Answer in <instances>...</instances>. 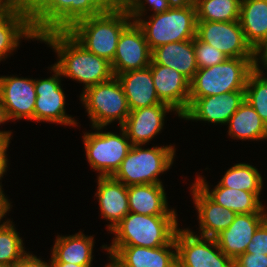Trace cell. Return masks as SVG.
Listing matches in <instances>:
<instances>
[{
	"label": "cell",
	"instance_id": "16",
	"mask_svg": "<svg viewBox=\"0 0 267 267\" xmlns=\"http://www.w3.org/2000/svg\"><path fill=\"white\" fill-rule=\"evenodd\" d=\"M36 98L35 79L0 77V101L8 120L22 118L34 120Z\"/></svg>",
	"mask_w": 267,
	"mask_h": 267
},
{
	"label": "cell",
	"instance_id": "35",
	"mask_svg": "<svg viewBox=\"0 0 267 267\" xmlns=\"http://www.w3.org/2000/svg\"><path fill=\"white\" fill-rule=\"evenodd\" d=\"M144 2L150 4L149 6L154 10V14L166 12L175 4L173 0H127L125 7L133 22L140 20L144 11H146Z\"/></svg>",
	"mask_w": 267,
	"mask_h": 267
},
{
	"label": "cell",
	"instance_id": "4",
	"mask_svg": "<svg viewBox=\"0 0 267 267\" xmlns=\"http://www.w3.org/2000/svg\"><path fill=\"white\" fill-rule=\"evenodd\" d=\"M256 67V58H227L217 65L198 69L190 81L189 98L245 91L247 79Z\"/></svg>",
	"mask_w": 267,
	"mask_h": 267
},
{
	"label": "cell",
	"instance_id": "28",
	"mask_svg": "<svg viewBox=\"0 0 267 267\" xmlns=\"http://www.w3.org/2000/svg\"><path fill=\"white\" fill-rule=\"evenodd\" d=\"M93 243L92 236H85L81 232L67 237L57 236L50 261L91 265Z\"/></svg>",
	"mask_w": 267,
	"mask_h": 267
},
{
	"label": "cell",
	"instance_id": "40",
	"mask_svg": "<svg viewBox=\"0 0 267 267\" xmlns=\"http://www.w3.org/2000/svg\"><path fill=\"white\" fill-rule=\"evenodd\" d=\"M103 10H115L125 7L127 0H94Z\"/></svg>",
	"mask_w": 267,
	"mask_h": 267
},
{
	"label": "cell",
	"instance_id": "43",
	"mask_svg": "<svg viewBox=\"0 0 267 267\" xmlns=\"http://www.w3.org/2000/svg\"><path fill=\"white\" fill-rule=\"evenodd\" d=\"M6 121H9V120H8V118L6 116L3 104L0 101V125H1V123H4ZM0 137H11V132H9V131H0Z\"/></svg>",
	"mask_w": 267,
	"mask_h": 267
},
{
	"label": "cell",
	"instance_id": "2",
	"mask_svg": "<svg viewBox=\"0 0 267 267\" xmlns=\"http://www.w3.org/2000/svg\"><path fill=\"white\" fill-rule=\"evenodd\" d=\"M130 20L126 7H120L81 19L67 31L88 51L111 63L119 37Z\"/></svg>",
	"mask_w": 267,
	"mask_h": 267
},
{
	"label": "cell",
	"instance_id": "18",
	"mask_svg": "<svg viewBox=\"0 0 267 267\" xmlns=\"http://www.w3.org/2000/svg\"><path fill=\"white\" fill-rule=\"evenodd\" d=\"M149 67L157 97L181 117L189 106L190 81L173 68L160 64H150Z\"/></svg>",
	"mask_w": 267,
	"mask_h": 267
},
{
	"label": "cell",
	"instance_id": "8",
	"mask_svg": "<svg viewBox=\"0 0 267 267\" xmlns=\"http://www.w3.org/2000/svg\"><path fill=\"white\" fill-rule=\"evenodd\" d=\"M80 97L94 129L107 126L115 120L119 121L121 127L130 113L127 98L116 76L87 88Z\"/></svg>",
	"mask_w": 267,
	"mask_h": 267
},
{
	"label": "cell",
	"instance_id": "13",
	"mask_svg": "<svg viewBox=\"0 0 267 267\" xmlns=\"http://www.w3.org/2000/svg\"><path fill=\"white\" fill-rule=\"evenodd\" d=\"M51 69L55 73L52 77L35 80L37 98L34 120L74 126L78 123L74 118L65 114V95L60 84L62 75L54 65Z\"/></svg>",
	"mask_w": 267,
	"mask_h": 267
},
{
	"label": "cell",
	"instance_id": "41",
	"mask_svg": "<svg viewBox=\"0 0 267 267\" xmlns=\"http://www.w3.org/2000/svg\"><path fill=\"white\" fill-rule=\"evenodd\" d=\"M1 184H0V221L1 219L6 215L8 211H10V203L8 202V199L5 197L3 194V191L1 189ZM10 222V220H7L6 222L4 221L2 224H0V227H3L7 225Z\"/></svg>",
	"mask_w": 267,
	"mask_h": 267
},
{
	"label": "cell",
	"instance_id": "10",
	"mask_svg": "<svg viewBox=\"0 0 267 267\" xmlns=\"http://www.w3.org/2000/svg\"><path fill=\"white\" fill-rule=\"evenodd\" d=\"M175 243L177 267H234V260L220 250L215 238L197 236L188 229H178Z\"/></svg>",
	"mask_w": 267,
	"mask_h": 267
},
{
	"label": "cell",
	"instance_id": "26",
	"mask_svg": "<svg viewBox=\"0 0 267 267\" xmlns=\"http://www.w3.org/2000/svg\"><path fill=\"white\" fill-rule=\"evenodd\" d=\"M129 212L143 215H176L168 209L162 184H138L127 187Z\"/></svg>",
	"mask_w": 267,
	"mask_h": 267
},
{
	"label": "cell",
	"instance_id": "6",
	"mask_svg": "<svg viewBox=\"0 0 267 267\" xmlns=\"http://www.w3.org/2000/svg\"><path fill=\"white\" fill-rule=\"evenodd\" d=\"M149 21L140 20L146 41L152 51L171 42L194 39L197 29L196 7L190 4H174L163 13L152 14Z\"/></svg>",
	"mask_w": 267,
	"mask_h": 267
},
{
	"label": "cell",
	"instance_id": "20",
	"mask_svg": "<svg viewBox=\"0 0 267 267\" xmlns=\"http://www.w3.org/2000/svg\"><path fill=\"white\" fill-rule=\"evenodd\" d=\"M172 110L175 111L168 104H156L132 110L121 127L132 145L142 146L161 131L165 114Z\"/></svg>",
	"mask_w": 267,
	"mask_h": 267
},
{
	"label": "cell",
	"instance_id": "5",
	"mask_svg": "<svg viewBox=\"0 0 267 267\" xmlns=\"http://www.w3.org/2000/svg\"><path fill=\"white\" fill-rule=\"evenodd\" d=\"M27 9L38 36L67 31L79 20L104 11L94 0H34Z\"/></svg>",
	"mask_w": 267,
	"mask_h": 267
},
{
	"label": "cell",
	"instance_id": "48",
	"mask_svg": "<svg viewBox=\"0 0 267 267\" xmlns=\"http://www.w3.org/2000/svg\"><path fill=\"white\" fill-rule=\"evenodd\" d=\"M0 267H13V266H8V265L0 264Z\"/></svg>",
	"mask_w": 267,
	"mask_h": 267
},
{
	"label": "cell",
	"instance_id": "14",
	"mask_svg": "<svg viewBox=\"0 0 267 267\" xmlns=\"http://www.w3.org/2000/svg\"><path fill=\"white\" fill-rule=\"evenodd\" d=\"M151 53L142 28L137 22H131L122 31L111 62L114 76L150 66Z\"/></svg>",
	"mask_w": 267,
	"mask_h": 267
},
{
	"label": "cell",
	"instance_id": "17",
	"mask_svg": "<svg viewBox=\"0 0 267 267\" xmlns=\"http://www.w3.org/2000/svg\"><path fill=\"white\" fill-rule=\"evenodd\" d=\"M244 100L245 91L189 98V106L181 118L226 124Z\"/></svg>",
	"mask_w": 267,
	"mask_h": 267
},
{
	"label": "cell",
	"instance_id": "47",
	"mask_svg": "<svg viewBox=\"0 0 267 267\" xmlns=\"http://www.w3.org/2000/svg\"><path fill=\"white\" fill-rule=\"evenodd\" d=\"M10 0H0V10L9 2Z\"/></svg>",
	"mask_w": 267,
	"mask_h": 267
},
{
	"label": "cell",
	"instance_id": "12",
	"mask_svg": "<svg viewBox=\"0 0 267 267\" xmlns=\"http://www.w3.org/2000/svg\"><path fill=\"white\" fill-rule=\"evenodd\" d=\"M102 248L110 254V267H177L175 240L171 244L155 248L107 245Z\"/></svg>",
	"mask_w": 267,
	"mask_h": 267
},
{
	"label": "cell",
	"instance_id": "9",
	"mask_svg": "<svg viewBox=\"0 0 267 267\" xmlns=\"http://www.w3.org/2000/svg\"><path fill=\"white\" fill-rule=\"evenodd\" d=\"M97 132L83 136L86 156L90 166L99 171L98 176H113L132 147L125 130L121 136L111 132H101L104 127H95ZM99 131V132H98Z\"/></svg>",
	"mask_w": 267,
	"mask_h": 267
},
{
	"label": "cell",
	"instance_id": "1",
	"mask_svg": "<svg viewBox=\"0 0 267 267\" xmlns=\"http://www.w3.org/2000/svg\"><path fill=\"white\" fill-rule=\"evenodd\" d=\"M38 40L58 54L59 61L54 66L61 75L84 83V90L114 77L111 63L88 51L68 31L44 32Z\"/></svg>",
	"mask_w": 267,
	"mask_h": 267
},
{
	"label": "cell",
	"instance_id": "27",
	"mask_svg": "<svg viewBox=\"0 0 267 267\" xmlns=\"http://www.w3.org/2000/svg\"><path fill=\"white\" fill-rule=\"evenodd\" d=\"M239 22L247 42L256 50L267 38V0H241Z\"/></svg>",
	"mask_w": 267,
	"mask_h": 267
},
{
	"label": "cell",
	"instance_id": "45",
	"mask_svg": "<svg viewBox=\"0 0 267 267\" xmlns=\"http://www.w3.org/2000/svg\"><path fill=\"white\" fill-rule=\"evenodd\" d=\"M175 4H190L196 5L200 0H173Z\"/></svg>",
	"mask_w": 267,
	"mask_h": 267
},
{
	"label": "cell",
	"instance_id": "37",
	"mask_svg": "<svg viewBox=\"0 0 267 267\" xmlns=\"http://www.w3.org/2000/svg\"><path fill=\"white\" fill-rule=\"evenodd\" d=\"M234 267H267V255L244 253L234 260Z\"/></svg>",
	"mask_w": 267,
	"mask_h": 267
},
{
	"label": "cell",
	"instance_id": "44",
	"mask_svg": "<svg viewBox=\"0 0 267 267\" xmlns=\"http://www.w3.org/2000/svg\"><path fill=\"white\" fill-rule=\"evenodd\" d=\"M52 267H91L92 265H78L66 262H51Z\"/></svg>",
	"mask_w": 267,
	"mask_h": 267
},
{
	"label": "cell",
	"instance_id": "33",
	"mask_svg": "<svg viewBox=\"0 0 267 267\" xmlns=\"http://www.w3.org/2000/svg\"><path fill=\"white\" fill-rule=\"evenodd\" d=\"M11 222L0 227V264L8 266H13L26 254L22 238Z\"/></svg>",
	"mask_w": 267,
	"mask_h": 267
},
{
	"label": "cell",
	"instance_id": "30",
	"mask_svg": "<svg viewBox=\"0 0 267 267\" xmlns=\"http://www.w3.org/2000/svg\"><path fill=\"white\" fill-rule=\"evenodd\" d=\"M218 184L232 189L260 193L263 181L255 167L246 163H238L226 171Z\"/></svg>",
	"mask_w": 267,
	"mask_h": 267
},
{
	"label": "cell",
	"instance_id": "34",
	"mask_svg": "<svg viewBox=\"0 0 267 267\" xmlns=\"http://www.w3.org/2000/svg\"><path fill=\"white\" fill-rule=\"evenodd\" d=\"M194 51L199 69L217 65L227 59L223 52L201 41L197 36L194 38Z\"/></svg>",
	"mask_w": 267,
	"mask_h": 267
},
{
	"label": "cell",
	"instance_id": "46",
	"mask_svg": "<svg viewBox=\"0 0 267 267\" xmlns=\"http://www.w3.org/2000/svg\"><path fill=\"white\" fill-rule=\"evenodd\" d=\"M20 4H22L24 7H28L34 0H17Z\"/></svg>",
	"mask_w": 267,
	"mask_h": 267
},
{
	"label": "cell",
	"instance_id": "21",
	"mask_svg": "<svg viewBox=\"0 0 267 267\" xmlns=\"http://www.w3.org/2000/svg\"><path fill=\"white\" fill-rule=\"evenodd\" d=\"M96 195L102 217L109 220L111 231L128 213L129 203L127 186L113 176H98Z\"/></svg>",
	"mask_w": 267,
	"mask_h": 267
},
{
	"label": "cell",
	"instance_id": "23",
	"mask_svg": "<svg viewBox=\"0 0 267 267\" xmlns=\"http://www.w3.org/2000/svg\"><path fill=\"white\" fill-rule=\"evenodd\" d=\"M116 77L122 85L130 111L156 104H166L157 97L149 66L126 71L117 74Z\"/></svg>",
	"mask_w": 267,
	"mask_h": 267
},
{
	"label": "cell",
	"instance_id": "22",
	"mask_svg": "<svg viewBox=\"0 0 267 267\" xmlns=\"http://www.w3.org/2000/svg\"><path fill=\"white\" fill-rule=\"evenodd\" d=\"M190 189L192 190L195 208L199 214L200 236L215 238L231 225L237 214L222 205L216 204L195 183Z\"/></svg>",
	"mask_w": 267,
	"mask_h": 267
},
{
	"label": "cell",
	"instance_id": "38",
	"mask_svg": "<svg viewBox=\"0 0 267 267\" xmlns=\"http://www.w3.org/2000/svg\"><path fill=\"white\" fill-rule=\"evenodd\" d=\"M13 267H52L50 263L42 261L40 258H37L35 255L26 253Z\"/></svg>",
	"mask_w": 267,
	"mask_h": 267
},
{
	"label": "cell",
	"instance_id": "24",
	"mask_svg": "<svg viewBox=\"0 0 267 267\" xmlns=\"http://www.w3.org/2000/svg\"><path fill=\"white\" fill-rule=\"evenodd\" d=\"M205 181L204 178L197 175L195 184L216 204L222 205L236 214L267 213L259 200L260 193L232 189L219 184L210 191Z\"/></svg>",
	"mask_w": 267,
	"mask_h": 267
},
{
	"label": "cell",
	"instance_id": "11",
	"mask_svg": "<svg viewBox=\"0 0 267 267\" xmlns=\"http://www.w3.org/2000/svg\"><path fill=\"white\" fill-rule=\"evenodd\" d=\"M196 36L223 52L227 58H256L240 22L197 21Z\"/></svg>",
	"mask_w": 267,
	"mask_h": 267
},
{
	"label": "cell",
	"instance_id": "39",
	"mask_svg": "<svg viewBox=\"0 0 267 267\" xmlns=\"http://www.w3.org/2000/svg\"><path fill=\"white\" fill-rule=\"evenodd\" d=\"M10 138L11 137H0V180L6 172V168H8L6 151L10 143Z\"/></svg>",
	"mask_w": 267,
	"mask_h": 267
},
{
	"label": "cell",
	"instance_id": "25",
	"mask_svg": "<svg viewBox=\"0 0 267 267\" xmlns=\"http://www.w3.org/2000/svg\"><path fill=\"white\" fill-rule=\"evenodd\" d=\"M180 72L189 81L199 69L194 51V39L163 44L152 50L151 63Z\"/></svg>",
	"mask_w": 267,
	"mask_h": 267
},
{
	"label": "cell",
	"instance_id": "3",
	"mask_svg": "<svg viewBox=\"0 0 267 267\" xmlns=\"http://www.w3.org/2000/svg\"><path fill=\"white\" fill-rule=\"evenodd\" d=\"M177 215H143L129 212L112 230L111 246L155 248L171 244L178 230Z\"/></svg>",
	"mask_w": 267,
	"mask_h": 267
},
{
	"label": "cell",
	"instance_id": "19",
	"mask_svg": "<svg viewBox=\"0 0 267 267\" xmlns=\"http://www.w3.org/2000/svg\"><path fill=\"white\" fill-rule=\"evenodd\" d=\"M267 219V213L237 214L231 225L215 239L220 250L235 260L245 253L257 228Z\"/></svg>",
	"mask_w": 267,
	"mask_h": 267
},
{
	"label": "cell",
	"instance_id": "42",
	"mask_svg": "<svg viewBox=\"0 0 267 267\" xmlns=\"http://www.w3.org/2000/svg\"><path fill=\"white\" fill-rule=\"evenodd\" d=\"M261 53V54H260ZM257 66L258 62L262 61L264 66L267 65V38L265 41L255 50ZM259 58H258V57ZM261 56V57H260ZM260 60V61H259Z\"/></svg>",
	"mask_w": 267,
	"mask_h": 267
},
{
	"label": "cell",
	"instance_id": "29",
	"mask_svg": "<svg viewBox=\"0 0 267 267\" xmlns=\"http://www.w3.org/2000/svg\"><path fill=\"white\" fill-rule=\"evenodd\" d=\"M228 123V135L233 138L256 141L267 138V125L246 100L230 117Z\"/></svg>",
	"mask_w": 267,
	"mask_h": 267
},
{
	"label": "cell",
	"instance_id": "15",
	"mask_svg": "<svg viewBox=\"0 0 267 267\" xmlns=\"http://www.w3.org/2000/svg\"><path fill=\"white\" fill-rule=\"evenodd\" d=\"M38 40L28 9L17 0H10L0 10V61L19 46L21 38Z\"/></svg>",
	"mask_w": 267,
	"mask_h": 267
},
{
	"label": "cell",
	"instance_id": "31",
	"mask_svg": "<svg viewBox=\"0 0 267 267\" xmlns=\"http://www.w3.org/2000/svg\"><path fill=\"white\" fill-rule=\"evenodd\" d=\"M197 21L233 22L239 20L241 0H200Z\"/></svg>",
	"mask_w": 267,
	"mask_h": 267
},
{
	"label": "cell",
	"instance_id": "7",
	"mask_svg": "<svg viewBox=\"0 0 267 267\" xmlns=\"http://www.w3.org/2000/svg\"><path fill=\"white\" fill-rule=\"evenodd\" d=\"M174 155L175 148L171 145L150 149L132 145L113 177L127 187L138 184H162L158 175L170 168Z\"/></svg>",
	"mask_w": 267,
	"mask_h": 267
},
{
	"label": "cell",
	"instance_id": "32",
	"mask_svg": "<svg viewBox=\"0 0 267 267\" xmlns=\"http://www.w3.org/2000/svg\"><path fill=\"white\" fill-rule=\"evenodd\" d=\"M257 66L249 75L245 87V100L267 125V78Z\"/></svg>",
	"mask_w": 267,
	"mask_h": 267
},
{
	"label": "cell",
	"instance_id": "36",
	"mask_svg": "<svg viewBox=\"0 0 267 267\" xmlns=\"http://www.w3.org/2000/svg\"><path fill=\"white\" fill-rule=\"evenodd\" d=\"M245 253L267 255V219L257 228Z\"/></svg>",
	"mask_w": 267,
	"mask_h": 267
}]
</instances>
